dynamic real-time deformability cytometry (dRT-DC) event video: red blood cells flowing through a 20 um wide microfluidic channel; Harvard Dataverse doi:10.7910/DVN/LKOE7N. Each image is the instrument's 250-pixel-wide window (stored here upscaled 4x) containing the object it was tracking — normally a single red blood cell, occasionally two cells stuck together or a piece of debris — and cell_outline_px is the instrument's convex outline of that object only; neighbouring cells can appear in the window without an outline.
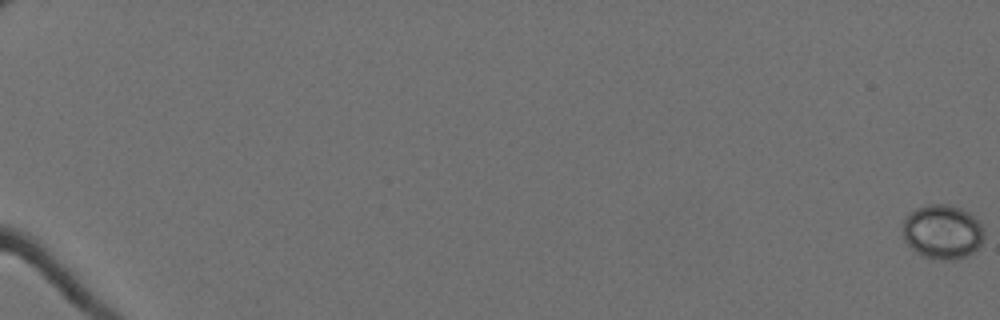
{"species": "Egyptian fruit bat (a non-hibernating species)", "species_latin": "Rousettus aegyptiacus", "temperature_condition": "cold", "stored_images_in_passage": 63, "camera_frame_rate_fps": 3000, "um_per_image_px": 0.085, "animal": {"sex": "female"}, "frame": {"image": 1, "passage_image": 1, "time_ms": 0.0, "image_size_px": [1000, 320], "cell_outline_px": [[984, 236], [980, 244], [972, 252], [956, 260], [932, 260], [916, 252], [904, 240], [904, 220], [908, 212], [916, 208], [928, 204], [948, 204], [960, 208], [968, 212], [980, 224], [984, 232]], "centroid_in_image_um": [80.09, 19.71], "position_along_channel_um": 4.9, "area_um2": 25.66}}
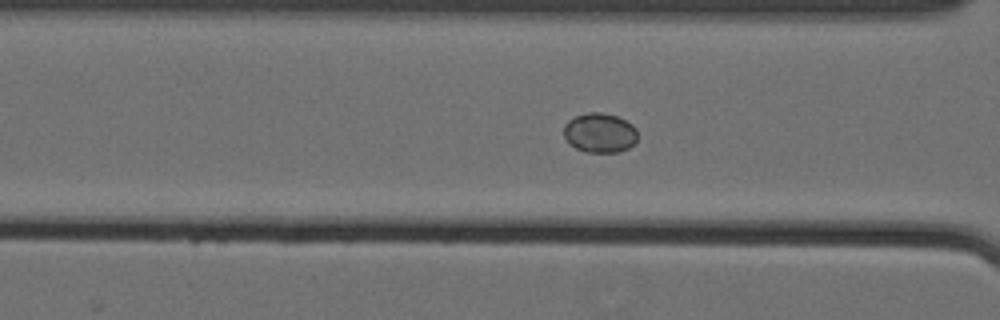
{"frame": {"image": 2, "passage_image": 30, "time_ms": 9.667, "image_size_px": [1000, 320], "cell_outline_px": [[636, 140], [628, 148], [620, 152], [584, 152], [576, 148], [564, 136], [564, 124], [568, 120], [576, 116], [588, 112], [600, 112], [616, 116], [632, 124], [636, 128]], "centroid_in_image_um": [50.97, 11.29], "position_along_channel_um": 115.6, "area_um2": 16.88}}
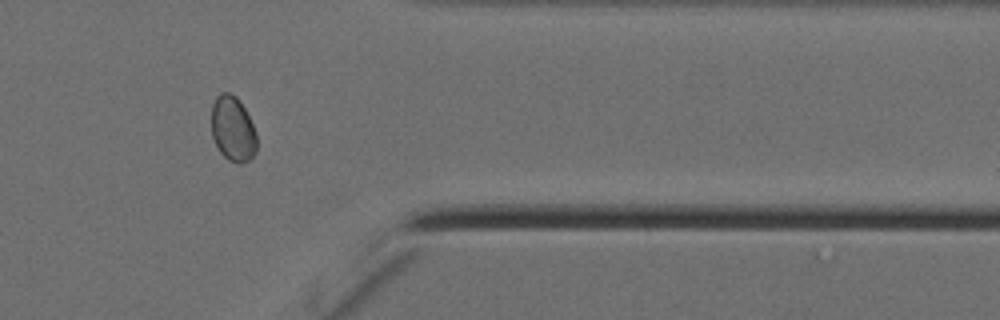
{"frame": {"image": 3, "passage_image": 54, "time_ms": 17.667, "image_size_px": [1000, 320], "cell_outline_px": [[256, 152], [248, 160], [240, 164], [228, 160], [220, 152], [212, 136], [212, 104], [216, 96], [220, 92], [228, 92], [236, 96], [244, 108], [256, 132]], "centroid_in_image_um": [19.78, 10.95], "position_along_channel_um": 391.6, "area_um2": 17.11}}